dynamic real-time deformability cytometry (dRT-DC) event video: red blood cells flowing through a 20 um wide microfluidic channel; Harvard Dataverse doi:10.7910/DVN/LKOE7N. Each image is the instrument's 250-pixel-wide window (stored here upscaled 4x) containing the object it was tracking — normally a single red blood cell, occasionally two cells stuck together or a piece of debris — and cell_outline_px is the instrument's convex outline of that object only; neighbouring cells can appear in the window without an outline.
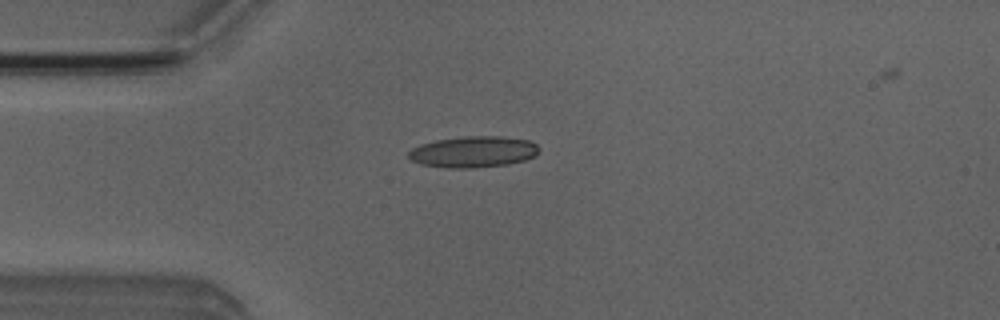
{"species": "Egyptian fruit bat (a non-hibernating species)", "species_latin": "Rousettus aegyptiacus", "temperature_condition": "room temperature", "stored_images_in_passage": 2, "camera_frame_rate_fps": 3000, "um_per_image_px": 0.085, "animal": {"sex": "male"}, "frame": {"image": 1, "passage_image": 1, "time_ms": 0.0, "image_size_px": [1000, 320], "cell_outline_px": [[540, 152], [536, 156], [524, 160], [508, 164], [472, 168], [448, 168], [420, 164], [412, 160], [408, 156], [408, 152], [412, 148], [420, 144], [436, 140], [464, 136], [500, 136], [528, 140], [536, 144], [540, 148]], "centroid_in_image_um": [40.25, 12.9], "position_along_channel_um": 44.8, "area_um2": 23.87}}